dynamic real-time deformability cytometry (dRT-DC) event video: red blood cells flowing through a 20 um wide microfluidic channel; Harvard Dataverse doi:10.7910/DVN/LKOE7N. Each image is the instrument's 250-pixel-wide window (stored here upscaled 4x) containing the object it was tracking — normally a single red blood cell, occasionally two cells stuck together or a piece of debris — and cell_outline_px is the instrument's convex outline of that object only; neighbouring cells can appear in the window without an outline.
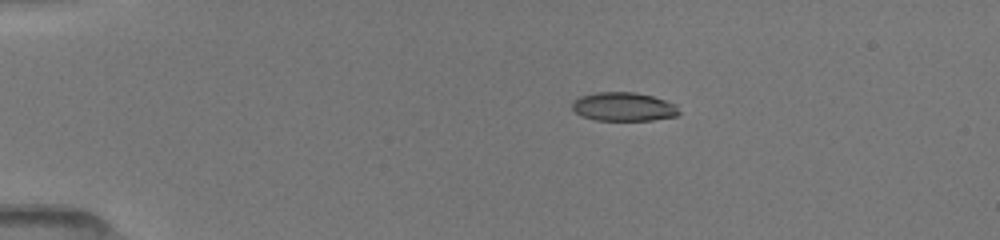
{"species": "common noctule bat (a hibernating species)", "species_latin": "Nyctalus noctula", "temperature_condition": "room temperature", "stored_images_in_passage": 42, "camera_frame_rate_fps": 3000, "um_per_image_px": 0.085, "animal": {"sex": "female", "body_mass_g": 19.5, "forearm_length_mm": 54.1}, "frame": {"image": 1, "passage_image": 1, "time_ms": 0.0, "image_size_px": [1000, 240], "cell_outline_px": [[680, 112], [676, 116], [652, 120], [596, 120], [580, 116], [572, 108], [572, 100], [580, 96], [596, 92], [636, 92], [652, 96], [676, 104]], "centroid_in_image_um": [52.98, 9.07], "position_along_channel_um": 32.0, "area_um2": 17.98}}
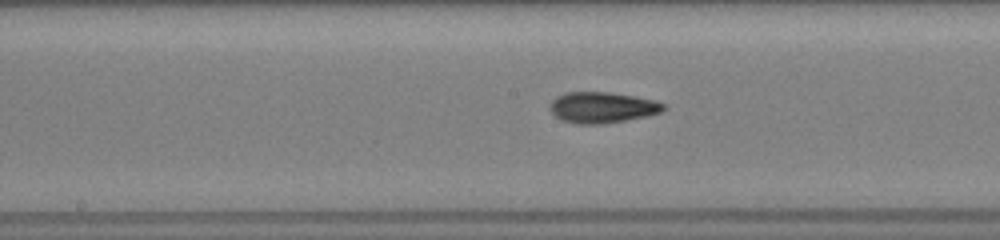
{"frame": {"image": 2, "passage_image": 18, "time_ms": 5.667, "image_size_px": [1000, 240], "cell_outline_px": [[668, 108], [660, 112], [648, 116], [604, 124], [576, 124], [560, 120], [548, 108], [548, 104], [556, 96], [564, 92], [608, 92], [636, 96], [656, 100], [664, 104]], "centroid_in_image_um": [51.18, 9.13], "position_along_channel_um": 197.0, "area_um2": 20.87}}
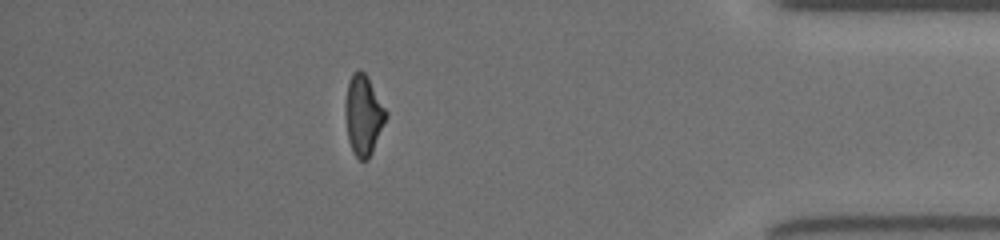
{"frame": {"image": 3, "passage_image": 36, "time_ms": 11.667, "image_size_px": [1000, 240], "cell_outline_px": [[388, 116], [372, 152], [368, 160], [360, 160], [352, 152], [348, 140], [344, 112], [344, 104], [348, 80], [352, 72], [356, 68], [360, 68], [368, 76], [388, 112]], "centroid_in_image_um": [30.87, 9.73], "position_along_channel_um": 404.3, "area_um2": 19.54}, "authors_computed_cell_mechanics": {"area_um2": 19.4786, "velocity_mm_per_s": 4.0553, "shape_relaxation_time_tau1_ms": 3.2123, "shape_relaxation_time_tau2_ms": 1.5824, "deformation_change_tau1": 0.1678, "deformation_change_tau2": 0.0885}}